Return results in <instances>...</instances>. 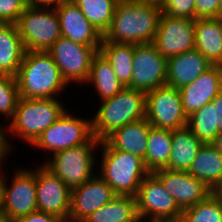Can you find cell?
Returning a JSON list of instances; mask_svg holds the SVG:
<instances>
[{"label": "cell", "instance_id": "obj_38", "mask_svg": "<svg viewBox=\"0 0 222 222\" xmlns=\"http://www.w3.org/2000/svg\"><path fill=\"white\" fill-rule=\"evenodd\" d=\"M4 129H5L4 124H3V127L0 125V175H2L3 173V170H1L3 168L1 167H4V166L2 165H4V161H7L5 160V158H7V156H10L12 154L11 152L12 150L10 149L8 145L7 137H6Z\"/></svg>", "mask_w": 222, "mask_h": 222}, {"label": "cell", "instance_id": "obj_36", "mask_svg": "<svg viewBox=\"0 0 222 222\" xmlns=\"http://www.w3.org/2000/svg\"><path fill=\"white\" fill-rule=\"evenodd\" d=\"M222 17L220 0H195V19Z\"/></svg>", "mask_w": 222, "mask_h": 222}, {"label": "cell", "instance_id": "obj_32", "mask_svg": "<svg viewBox=\"0 0 222 222\" xmlns=\"http://www.w3.org/2000/svg\"><path fill=\"white\" fill-rule=\"evenodd\" d=\"M178 222H222V207L211 193L206 199L182 210Z\"/></svg>", "mask_w": 222, "mask_h": 222}, {"label": "cell", "instance_id": "obj_40", "mask_svg": "<svg viewBox=\"0 0 222 222\" xmlns=\"http://www.w3.org/2000/svg\"><path fill=\"white\" fill-rule=\"evenodd\" d=\"M211 144L222 154V131L219 132Z\"/></svg>", "mask_w": 222, "mask_h": 222}, {"label": "cell", "instance_id": "obj_25", "mask_svg": "<svg viewBox=\"0 0 222 222\" xmlns=\"http://www.w3.org/2000/svg\"><path fill=\"white\" fill-rule=\"evenodd\" d=\"M187 172L211 190L222 186V154L212 144H203Z\"/></svg>", "mask_w": 222, "mask_h": 222}, {"label": "cell", "instance_id": "obj_10", "mask_svg": "<svg viewBox=\"0 0 222 222\" xmlns=\"http://www.w3.org/2000/svg\"><path fill=\"white\" fill-rule=\"evenodd\" d=\"M99 49L61 36L46 52L53 58L66 83L76 82L78 85L87 82L92 59Z\"/></svg>", "mask_w": 222, "mask_h": 222}, {"label": "cell", "instance_id": "obj_29", "mask_svg": "<svg viewBox=\"0 0 222 222\" xmlns=\"http://www.w3.org/2000/svg\"><path fill=\"white\" fill-rule=\"evenodd\" d=\"M134 49L135 44L107 42L106 40H102L99 49L110 62L118 80L124 87L131 88Z\"/></svg>", "mask_w": 222, "mask_h": 222}, {"label": "cell", "instance_id": "obj_15", "mask_svg": "<svg viewBox=\"0 0 222 222\" xmlns=\"http://www.w3.org/2000/svg\"><path fill=\"white\" fill-rule=\"evenodd\" d=\"M37 210L69 222L71 189L42 164L36 167Z\"/></svg>", "mask_w": 222, "mask_h": 222}, {"label": "cell", "instance_id": "obj_44", "mask_svg": "<svg viewBox=\"0 0 222 222\" xmlns=\"http://www.w3.org/2000/svg\"><path fill=\"white\" fill-rule=\"evenodd\" d=\"M8 219L6 216H0V222H7Z\"/></svg>", "mask_w": 222, "mask_h": 222}, {"label": "cell", "instance_id": "obj_24", "mask_svg": "<svg viewBox=\"0 0 222 222\" xmlns=\"http://www.w3.org/2000/svg\"><path fill=\"white\" fill-rule=\"evenodd\" d=\"M25 48L15 23H0V75L16 76Z\"/></svg>", "mask_w": 222, "mask_h": 222}, {"label": "cell", "instance_id": "obj_13", "mask_svg": "<svg viewBox=\"0 0 222 222\" xmlns=\"http://www.w3.org/2000/svg\"><path fill=\"white\" fill-rule=\"evenodd\" d=\"M131 88L149 92L166 85L167 59L153 43L135 44Z\"/></svg>", "mask_w": 222, "mask_h": 222}, {"label": "cell", "instance_id": "obj_41", "mask_svg": "<svg viewBox=\"0 0 222 222\" xmlns=\"http://www.w3.org/2000/svg\"><path fill=\"white\" fill-rule=\"evenodd\" d=\"M0 216H5L4 212V194H3V184L0 175Z\"/></svg>", "mask_w": 222, "mask_h": 222}, {"label": "cell", "instance_id": "obj_6", "mask_svg": "<svg viewBox=\"0 0 222 222\" xmlns=\"http://www.w3.org/2000/svg\"><path fill=\"white\" fill-rule=\"evenodd\" d=\"M100 142L93 136L86 144L49 155L42 165L72 189L96 174L97 168L94 167H97L96 158L99 156L96 155V151L100 148Z\"/></svg>", "mask_w": 222, "mask_h": 222}, {"label": "cell", "instance_id": "obj_23", "mask_svg": "<svg viewBox=\"0 0 222 222\" xmlns=\"http://www.w3.org/2000/svg\"><path fill=\"white\" fill-rule=\"evenodd\" d=\"M195 49L212 65H222V17L196 19Z\"/></svg>", "mask_w": 222, "mask_h": 222}, {"label": "cell", "instance_id": "obj_8", "mask_svg": "<svg viewBox=\"0 0 222 222\" xmlns=\"http://www.w3.org/2000/svg\"><path fill=\"white\" fill-rule=\"evenodd\" d=\"M66 110L30 145L51 155L68 148L86 144L92 137V119L75 116Z\"/></svg>", "mask_w": 222, "mask_h": 222}, {"label": "cell", "instance_id": "obj_18", "mask_svg": "<svg viewBox=\"0 0 222 222\" xmlns=\"http://www.w3.org/2000/svg\"><path fill=\"white\" fill-rule=\"evenodd\" d=\"M55 9L62 37L85 46H101L103 35L87 20L73 1L64 0Z\"/></svg>", "mask_w": 222, "mask_h": 222}, {"label": "cell", "instance_id": "obj_7", "mask_svg": "<svg viewBox=\"0 0 222 222\" xmlns=\"http://www.w3.org/2000/svg\"><path fill=\"white\" fill-rule=\"evenodd\" d=\"M26 51H47L62 35L55 8L27 6L16 23Z\"/></svg>", "mask_w": 222, "mask_h": 222}, {"label": "cell", "instance_id": "obj_9", "mask_svg": "<svg viewBox=\"0 0 222 222\" xmlns=\"http://www.w3.org/2000/svg\"><path fill=\"white\" fill-rule=\"evenodd\" d=\"M135 198L142 222H178L180 219L182 210L154 173L144 177Z\"/></svg>", "mask_w": 222, "mask_h": 222}, {"label": "cell", "instance_id": "obj_34", "mask_svg": "<svg viewBox=\"0 0 222 222\" xmlns=\"http://www.w3.org/2000/svg\"><path fill=\"white\" fill-rule=\"evenodd\" d=\"M161 10L170 17L195 19V0H167Z\"/></svg>", "mask_w": 222, "mask_h": 222}, {"label": "cell", "instance_id": "obj_5", "mask_svg": "<svg viewBox=\"0 0 222 222\" xmlns=\"http://www.w3.org/2000/svg\"><path fill=\"white\" fill-rule=\"evenodd\" d=\"M101 160L97 174L116 195L136 196L138 188L149 173L139 156L114 149L106 140L100 142Z\"/></svg>", "mask_w": 222, "mask_h": 222}, {"label": "cell", "instance_id": "obj_21", "mask_svg": "<svg viewBox=\"0 0 222 222\" xmlns=\"http://www.w3.org/2000/svg\"><path fill=\"white\" fill-rule=\"evenodd\" d=\"M187 127L203 144H211L222 131V92L189 115Z\"/></svg>", "mask_w": 222, "mask_h": 222}, {"label": "cell", "instance_id": "obj_14", "mask_svg": "<svg viewBox=\"0 0 222 222\" xmlns=\"http://www.w3.org/2000/svg\"><path fill=\"white\" fill-rule=\"evenodd\" d=\"M196 19L170 17L161 13L153 44L166 59L195 48Z\"/></svg>", "mask_w": 222, "mask_h": 222}, {"label": "cell", "instance_id": "obj_42", "mask_svg": "<svg viewBox=\"0 0 222 222\" xmlns=\"http://www.w3.org/2000/svg\"><path fill=\"white\" fill-rule=\"evenodd\" d=\"M137 1L150 4V5H155L162 8L167 0H137Z\"/></svg>", "mask_w": 222, "mask_h": 222}, {"label": "cell", "instance_id": "obj_30", "mask_svg": "<svg viewBox=\"0 0 222 222\" xmlns=\"http://www.w3.org/2000/svg\"><path fill=\"white\" fill-rule=\"evenodd\" d=\"M171 137V130L151 126L148 136L147 152L143 160L145 168L149 173H154L161 169H168L172 148Z\"/></svg>", "mask_w": 222, "mask_h": 222}, {"label": "cell", "instance_id": "obj_33", "mask_svg": "<svg viewBox=\"0 0 222 222\" xmlns=\"http://www.w3.org/2000/svg\"><path fill=\"white\" fill-rule=\"evenodd\" d=\"M20 99L15 76L0 75V114L10 121ZM2 123V122H0Z\"/></svg>", "mask_w": 222, "mask_h": 222}, {"label": "cell", "instance_id": "obj_31", "mask_svg": "<svg viewBox=\"0 0 222 222\" xmlns=\"http://www.w3.org/2000/svg\"><path fill=\"white\" fill-rule=\"evenodd\" d=\"M102 34L109 29L119 0H71Z\"/></svg>", "mask_w": 222, "mask_h": 222}, {"label": "cell", "instance_id": "obj_1", "mask_svg": "<svg viewBox=\"0 0 222 222\" xmlns=\"http://www.w3.org/2000/svg\"><path fill=\"white\" fill-rule=\"evenodd\" d=\"M160 7L137 0H119L109 29L102 40L107 42L152 43L158 29Z\"/></svg>", "mask_w": 222, "mask_h": 222}, {"label": "cell", "instance_id": "obj_27", "mask_svg": "<svg viewBox=\"0 0 222 222\" xmlns=\"http://www.w3.org/2000/svg\"><path fill=\"white\" fill-rule=\"evenodd\" d=\"M85 84L93 85L101 101L113 97L124 88L110 62L100 51L92 59L90 74Z\"/></svg>", "mask_w": 222, "mask_h": 222}, {"label": "cell", "instance_id": "obj_35", "mask_svg": "<svg viewBox=\"0 0 222 222\" xmlns=\"http://www.w3.org/2000/svg\"><path fill=\"white\" fill-rule=\"evenodd\" d=\"M27 0H0V23H17Z\"/></svg>", "mask_w": 222, "mask_h": 222}, {"label": "cell", "instance_id": "obj_17", "mask_svg": "<svg viewBox=\"0 0 222 222\" xmlns=\"http://www.w3.org/2000/svg\"><path fill=\"white\" fill-rule=\"evenodd\" d=\"M154 174L161 180L166 191L175 199L181 210L206 199L212 190L187 171L161 169Z\"/></svg>", "mask_w": 222, "mask_h": 222}, {"label": "cell", "instance_id": "obj_37", "mask_svg": "<svg viewBox=\"0 0 222 222\" xmlns=\"http://www.w3.org/2000/svg\"><path fill=\"white\" fill-rule=\"evenodd\" d=\"M11 222H63L55 215L48 214L41 211H34L26 216L15 218Z\"/></svg>", "mask_w": 222, "mask_h": 222}, {"label": "cell", "instance_id": "obj_12", "mask_svg": "<svg viewBox=\"0 0 222 222\" xmlns=\"http://www.w3.org/2000/svg\"><path fill=\"white\" fill-rule=\"evenodd\" d=\"M155 128L174 131L187 126L179 90L164 85L146 93V117Z\"/></svg>", "mask_w": 222, "mask_h": 222}, {"label": "cell", "instance_id": "obj_39", "mask_svg": "<svg viewBox=\"0 0 222 222\" xmlns=\"http://www.w3.org/2000/svg\"><path fill=\"white\" fill-rule=\"evenodd\" d=\"M64 0H27L29 6L55 8Z\"/></svg>", "mask_w": 222, "mask_h": 222}, {"label": "cell", "instance_id": "obj_3", "mask_svg": "<svg viewBox=\"0 0 222 222\" xmlns=\"http://www.w3.org/2000/svg\"><path fill=\"white\" fill-rule=\"evenodd\" d=\"M62 102L60 98L24 99L20 97L9 126L5 125L7 142L12 152L14 145L9 141L10 138L14 140L12 138L14 136L31 145L67 110ZM8 134L11 137H8Z\"/></svg>", "mask_w": 222, "mask_h": 222}, {"label": "cell", "instance_id": "obj_19", "mask_svg": "<svg viewBox=\"0 0 222 222\" xmlns=\"http://www.w3.org/2000/svg\"><path fill=\"white\" fill-rule=\"evenodd\" d=\"M178 90L184 113L188 117L222 92V65H212L193 82Z\"/></svg>", "mask_w": 222, "mask_h": 222}, {"label": "cell", "instance_id": "obj_20", "mask_svg": "<svg viewBox=\"0 0 222 222\" xmlns=\"http://www.w3.org/2000/svg\"><path fill=\"white\" fill-rule=\"evenodd\" d=\"M212 66L210 61L197 49L167 59L166 85L180 89L193 82Z\"/></svg>", "mask_w": 222, "mask_h": 222}, {"label": "cell", "instance_id": "obj_11", "mask_svg": "<svg viewBox=\"0 0 222 222\" xmlns=\"http://www.w3.org/2000/svg\"><path fill=\"white\" fill-rule=\"evenodd\" d=\"M14 170L10 182H8V177L4 175L6 173L3 172L1 175L4 212L8 221L26 216L37 210L36 166L33 169L17 167Z\"/></svg>", "mask_w": 222, "mask_h": 222}, {"label": "cell", "instance_id": "obj_2", "mask_svg": "<svg viewBox=\"0 0 222 222\" xmlns=\"http://www.w3.org/2000/svg\"><path fill=\"white\" fill-rule=\"evenodd\" d=\"M15 77L19 96L24 99L59 98L56 96H60L68 87L58 66L46 51H25Z\"/></svg>", "mask_w": 222, "mask_h": 222}, {"label": "cell", "instance_id": "obj_22", "mask_svg": "<svg viewBox=\"0 0 222 222\" xmlns=\"http://www.w3.org/2000/svg\"><path fill=\"white\" fill-rule=\"evenodd\" d=\"M151 125L146 118L128 123L116 129L105 140L117 150L145 159Z\"/></svg>", "mask_w": 222, "mask_h": 222}, {"label": "cell", "instance_id": "obj_28", "mask_svg": "<svg viewBox=\"0 0 222 222\" xmlns=\"http://www.w3.org/2000/svg\"><path fill=\"white\" fill-rule=\"evenodd\" d=\"M82 222H140L136 198L134 196L117 195Z\"/></svg>", "mask_w": 222, "mask_h": 222}, {"label": "cell", "instance_id": "obj_43", "mask_svg": "<svg viewBox=\"0 0 222 222\" xmlns=\"http://www.w3.org/2000/svg\"><path fill=\"white\" fill-rule=\"evenodd\" d=\"M212 193L216 196L222 207V186L213 189Z\"/></svg>", "mask_w": 222, "mask_h": 222}, {"label": "cell", "instance_id": "obj_4", "mask_svg": "<svg viewBox=\"0 0 222 222\" xmlns=\"http://www.w3.org/2000/svg\"><path fill=\"white\" fill-rule=\"evenodd\" d=\"M92 119V133L105 140L116 129L146 117V92L124 87L111 98L100 101Z\"/></svg>", "mask_w": 222, "mask_h": 222}, {"label": "cell", "instance_id": "obj_26", "mask_svg": "<svg viewBox=\"0 0 222 222\" xmlns=\"http://www.w3.org/2000/svg\"><path fill=\"white\" fill-rule=\"evenodd\" d=\"M172 148L168 169L188 171L203 143L186 126L172 131Z\"/></svg>", "mask_w": 222, "mask_h": 222}, {"label": "cell", "instance_id": "obj_16", "mask_svg": "<svg viewBox=\"0 0 222 222\" xmlns=\"http://www.w3.org/2000/svg\"><path fill=\"white\" fill-rule=\"evenodd\" d=\"M117 195L97 173L82 185L71 189L69 222H82Z\"/></svg>", "mask_w": 222, "mask_h": 222}]
</instances>
